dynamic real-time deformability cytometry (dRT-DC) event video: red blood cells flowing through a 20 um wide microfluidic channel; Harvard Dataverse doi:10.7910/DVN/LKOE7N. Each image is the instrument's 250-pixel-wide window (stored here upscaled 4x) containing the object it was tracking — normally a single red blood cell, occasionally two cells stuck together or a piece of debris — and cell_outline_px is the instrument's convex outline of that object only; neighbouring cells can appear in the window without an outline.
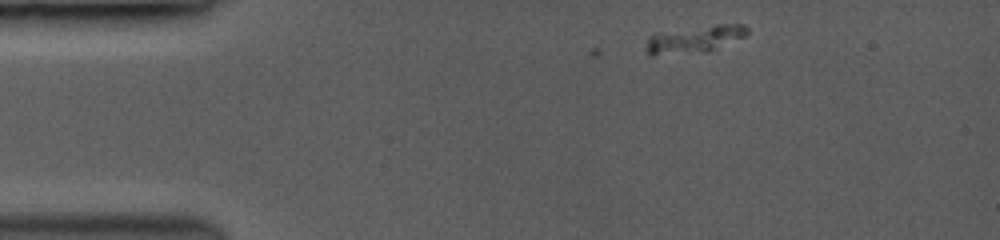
{"species": "common noctule bat (a hibernating species)", "species_latin": "Nyctalus noctula", "temperature_condition": "room temperature", "stored_images_in_passage": 5, "camera_frame_rate_fps": 3500, "um_per_image_px": 0.085, "animal": {"sex": "female", "body_mass_g": 19.0, "forearm_length_mm": 53.3}, "frame": {"image": 1, "passage_image": 1, "time_ms": 0.0, "image_size_px": [1000, 240], "cell_outline_px": [[748, 32], [744, 36], [704, 52], [648, 52], [648, 40], [652, 36], [720, 24], [740, 24], [748, 28]], "centroid_in_image_um": [59.22, 3.3], "position_along_channel_um": 25.8, "area_um2": 13.93}}